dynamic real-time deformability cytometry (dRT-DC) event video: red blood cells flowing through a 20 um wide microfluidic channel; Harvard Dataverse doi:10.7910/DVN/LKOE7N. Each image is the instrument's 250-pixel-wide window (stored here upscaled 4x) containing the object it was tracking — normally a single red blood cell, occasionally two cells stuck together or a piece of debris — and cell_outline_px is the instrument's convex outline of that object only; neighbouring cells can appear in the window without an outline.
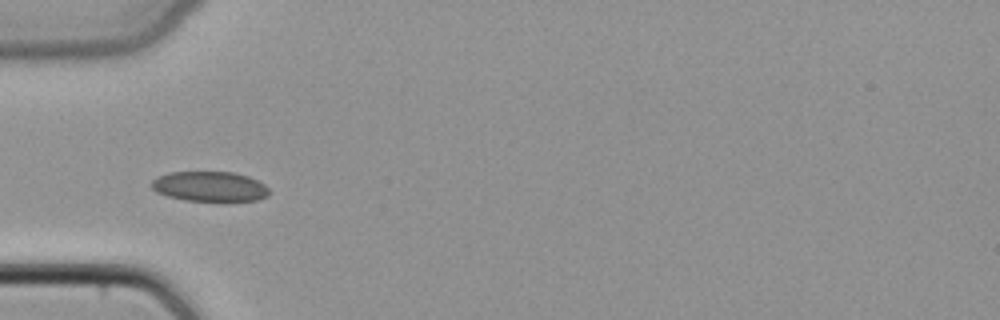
{"species": "common noctule bat (a hibernating species)", "species_latin": "Nyctalus noctula", "temperature_condition": "cold", "stored_images_in_passage": 33, "camera_frame_rate_fps": 3000, "um_per_image_px": 0.085, "animal": {"sex": "female", "body_mass_g": 22.7, "forearm_length_mm": 54.2}, "frame": {"image": 1, "passage_image": 1, "time_ms": 0.0, "image_size_px": [1000, 320], "cell_outline_px": [[268, 196], [256, 200], [224, 204], [184, 200], [168, 196], [156, 192], [152, 188], [152, 180], [156, 176], [168, 172], [232, 172], [248, 176], [264, 184], [268, 188]], "centroid_in_image_um": [17.84, 15.89], "position_along_channel_um": 67.2, "area_um2": 21.39}}
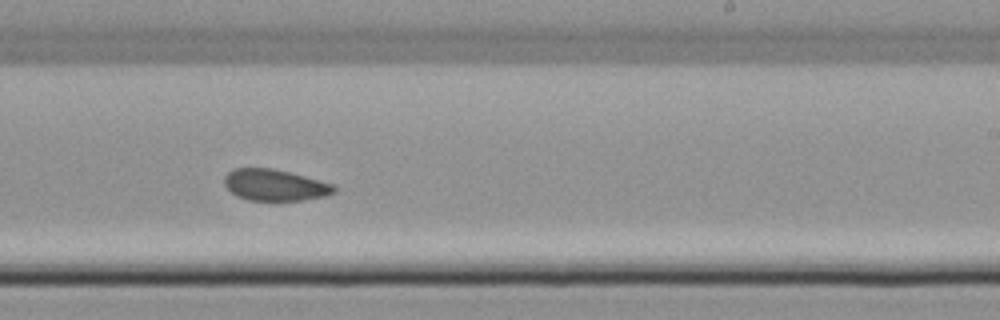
{"frame": {"image": 2, "passage_image": 15, "time_ms": 4.667, "image_size_px": [1000, 320], "cell_outline_px": [[336, 192], [324, 196], [304, 200], [248, 200], [236, 196], [224, 184], [224, 176], [232, 168], [272, 168], [304, 176], [332, 184], [336, 188]], "centroid_in_image_um": [23.33, 15.73], "position_along_channel_um": 265.7, "area_um2": 19.94}}
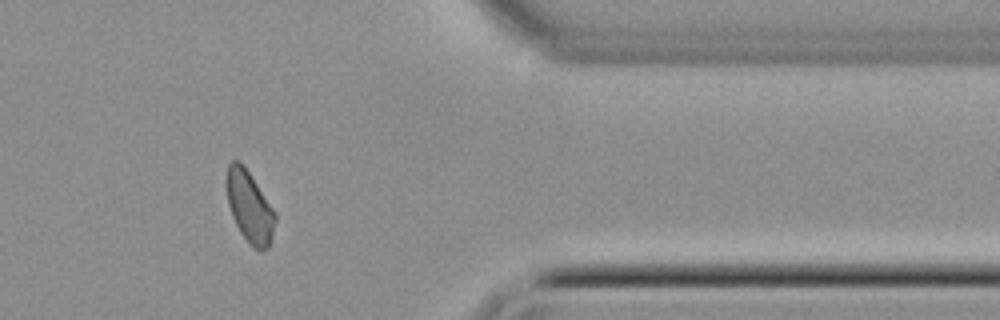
{"frame": {"image": 3, "passage_image": 25, "time_ms": 8.0, "image_size_px": [1000, 320], "cell_outline_px": [[276, 220], [272, 236], [268, 248], [260, 252], [252, 248], [248, 244], [240, 232], [232, 216], [228, 204], [224, 180], [224, 176], [228, 164], [232, 160], [240, 160], [244, 164], [276, 212]], "centroid_in_image_um": [21.19, 17.55], "position_along_channel_um": 390.2, "area_um2": 20.92}}